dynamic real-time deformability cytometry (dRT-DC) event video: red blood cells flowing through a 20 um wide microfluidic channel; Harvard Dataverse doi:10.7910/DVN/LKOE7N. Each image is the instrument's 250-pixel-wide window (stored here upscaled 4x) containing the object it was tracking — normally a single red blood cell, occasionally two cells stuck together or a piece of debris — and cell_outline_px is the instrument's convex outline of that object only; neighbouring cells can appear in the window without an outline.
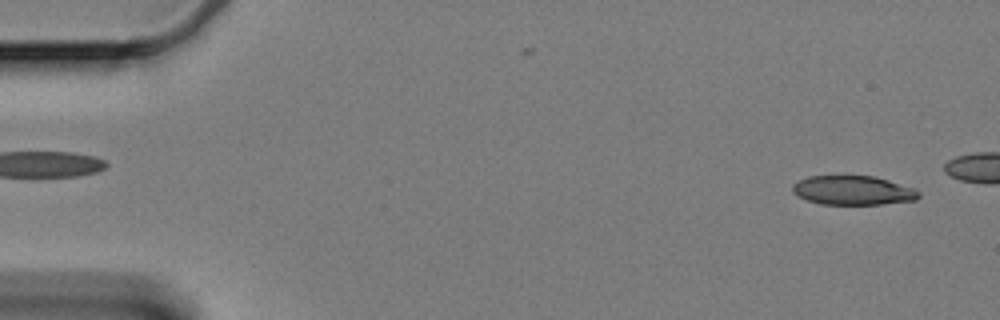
{"species": "Egyptian fruit bat (a non-hibernating species)", "species_latin": "Rousettus aegyptiacus", "temperature_condition": "cold", "stored_images_in_passage": 16, "camera_frame_rate_fps": 3000, "um_per_image_px": 0.085, "animal": {"sex": "female"}, "frame": {"image": 1, "passage_image": 3, "time_ms": 0.667, "image_size_px": [1000, 320], "cell_outline_px": [[920, 196], [916, 200], [884, 204], [820, 204], [808, 200], [792, 192], [792, 184], [808, 176], [872, 176], [888, 180], [916, 188], [920, 192]], "centroid_in_image_um": [72.54, 16.18], "position_along_channel_um": 12.5, "area_um2": 21.44}}